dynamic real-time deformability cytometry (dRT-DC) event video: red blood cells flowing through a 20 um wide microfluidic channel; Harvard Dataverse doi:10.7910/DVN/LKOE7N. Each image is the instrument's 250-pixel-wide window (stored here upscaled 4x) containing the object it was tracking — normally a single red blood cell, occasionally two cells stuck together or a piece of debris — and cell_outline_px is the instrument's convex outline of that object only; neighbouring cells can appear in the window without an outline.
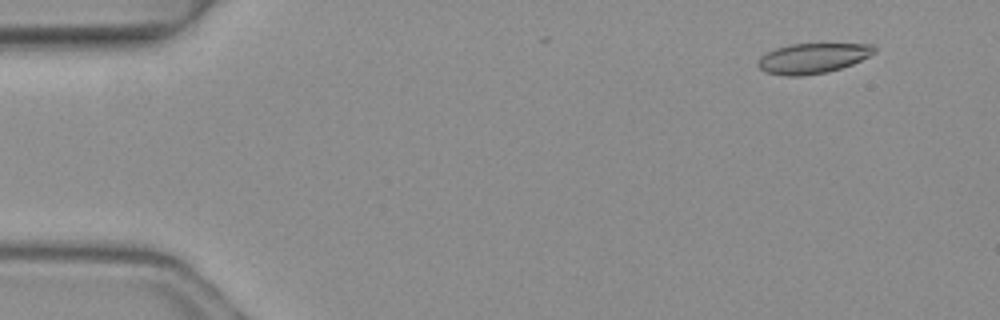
{"species": "common noctule bat (a hibernating species)", "species_latin": "Nyctalus noctula", "temperature_condition": "warm", "stored_images_in_passage": 4, "camera_frame_rate_fps": 3000, "um_per_image_px": 0.085, "animal": {"sex": "female", "body_mass_g": 19.3, "forearm_length_mm": 54.1}, "frame": {"image": 1, "passage_image": 1, "time_ms": 0.0, "image_size_px": [1000, 320], "cell_outline_px": [[876, 52], [852, 64], [828, 72], [800, 76], [784, 76], [764, 72], [756, 64], [760, 56], [764, 52], [776, 48], [792, 44], [872, 44], [876, 48]], "centroid_in_image_um": [69.03, 4.96], "position_along_channel_um": 16.0, "area_um2": 20.52}}
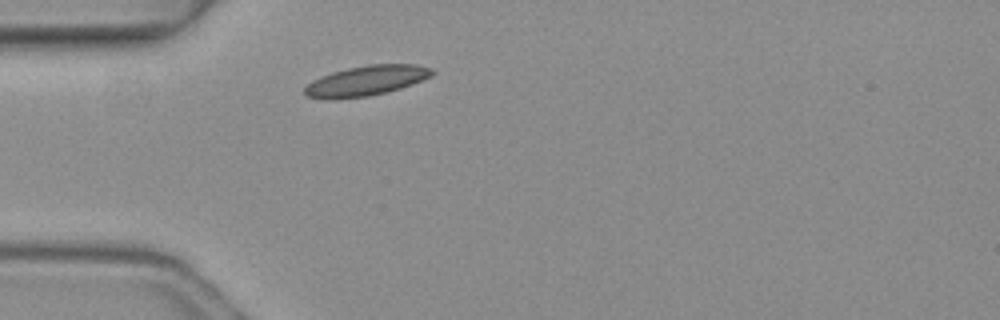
{"frame": {"image": 2, "passage_image": 3, "time_ms": 0.667, "image_size_px": [1000, 320], "cell_outline_px": [[436, 72], [432, 76], [412, 84], [388, 92], [368, 96], [332, 100], [328, 100], [304, 96], [304, 88], [312, 80], [332, 72], [348, 68], [368, 64], [416, 64], [432, 68]], "centroid_in_image_um": [31.12, 6.87], "position_along_channel_um": 53.9, "area_um2": 22.6}}